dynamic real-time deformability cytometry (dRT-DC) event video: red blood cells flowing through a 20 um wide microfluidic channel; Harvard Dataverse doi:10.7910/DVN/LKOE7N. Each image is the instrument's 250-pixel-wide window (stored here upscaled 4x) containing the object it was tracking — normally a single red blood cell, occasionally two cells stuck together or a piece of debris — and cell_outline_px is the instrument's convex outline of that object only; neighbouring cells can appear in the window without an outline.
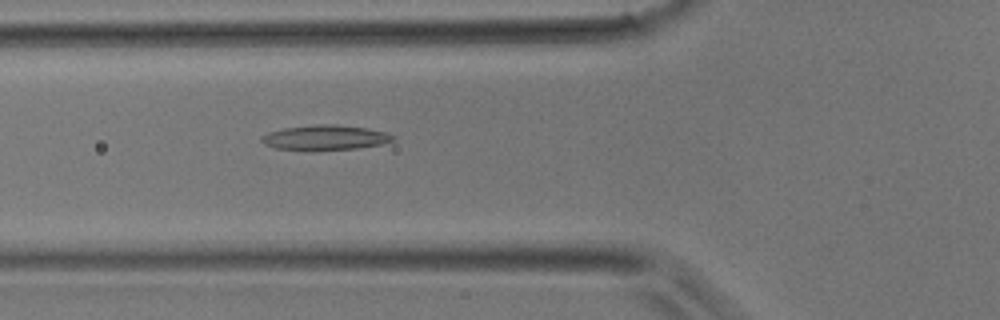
{"species": "common noctule bat (a hibernating species)", "species_latin": "Nyctalus noctula", "temperature_condition": "room temperature", "stored_images_in_passage": 4, "camera_frame_rate_fps": 3000, "um_per_image_px": 0.085, "animal": {"sex": "male", "body_mass_g": 17.9}, "frame": {"image": 1, "passage_image": 4, "time_ms": 3.667, "image_size_px": [1000, 320], "cell_outline_px": [[396, 140], [380, 144], [356, 148], [276, 148], [264, 144], [260, 140], [260, 136], [268, 132], [284, 128], [316, 124], [336, 124], [368, 128], [384, 132], [396, 136]], "centroid_in_image_um": [27.66, 11.65], "position_along_channel_um": 98.1, "area_um2": 18.44}}